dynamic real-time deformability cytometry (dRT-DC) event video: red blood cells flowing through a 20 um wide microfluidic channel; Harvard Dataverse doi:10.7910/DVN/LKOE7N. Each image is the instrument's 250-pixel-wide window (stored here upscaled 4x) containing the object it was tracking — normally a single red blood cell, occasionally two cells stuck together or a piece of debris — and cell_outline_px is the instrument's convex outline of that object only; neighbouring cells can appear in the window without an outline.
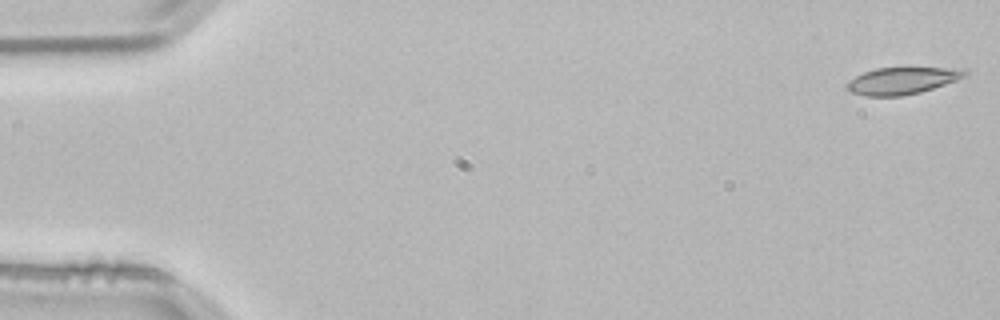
{"species": "common noctule bat (a hibernating species)", "species_latin": "Nyctalus noctula", "temperature_condition": "room temperature", "stored_images_in_passage": 53, "camera_frame_rate_fps": 3000, "um_per_image_px": 0.085, "animal": {"sex": "male", "body_mass_g": 21.5, "forearm_length_mm": 52.0}, "frame": {"image": 1, "passage_image": 1, "time_ms": 0.0, "image_size_px": [1000, 320], "cell_outline_px": [[968, 72], [964, 76], [956, 80], [920, 92], [900, 96], [864, 96], [852, 92], [848, 88], [848, 84], [856, 76], [864, 72], [876, 68], [964, 68]], "centroid_in_image_um": [76.7, 6.85], "position_along_channel_um": 8.3, "area_um2": 18.09}}
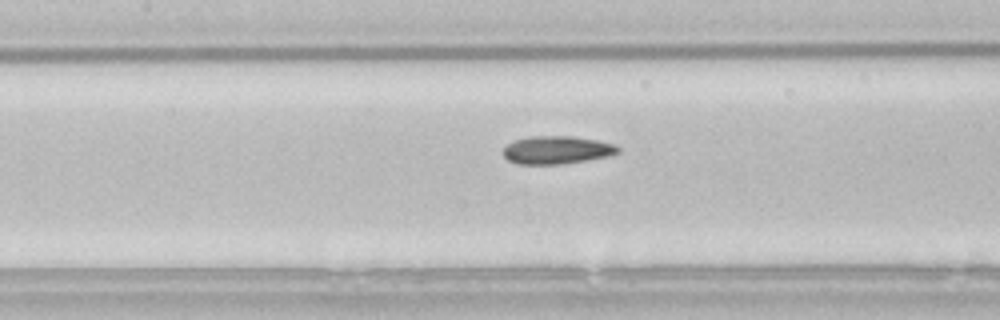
{"frame": {"image": 2, "passage_image": 24, "time_ms": 7.667, "image_size_px": [1000, 320], "cell_outline_px": [[620, 152], [608, 156], [560, 164], [516, 164], [508, 160], [504, 156], [504, 148], [508, 144], [516, 140], [528, 136], [572, 136], [596, 140], [612, 144], [620, 148]], "centroid_in_image_um": [47.31, 12.74], "position_along_channel_um": 160.1, "area_um2": 18.5}}
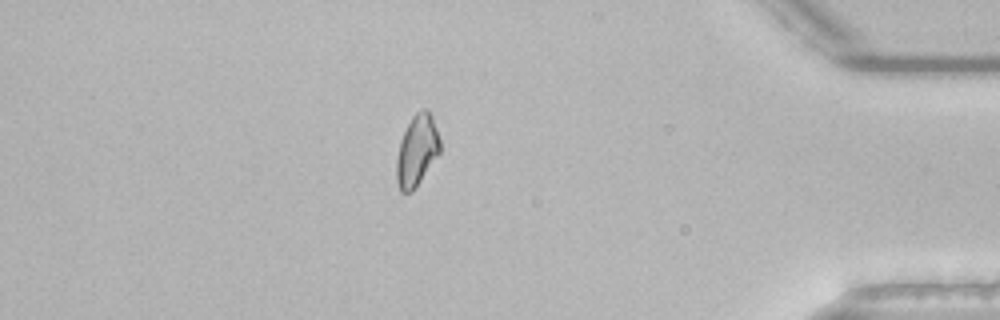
{"frame": {"image": 3, "passage_image": 46, "time_ms": 15.0, "image_size_px": [1000, 320], "cell_outline_px": [[440, 152], [412, 192], [400, 192], [396, 184], [396, 160], [400, 140], [412, 116], [416, 112], [424, 108], [428, 108], [432, 116], [440, 140]], "centroid_in_image_um": [35.42, 12.79], "position_along_channel_um": 399.8, "area_um2": 18.03}, "authors_computed_cell_mechanics": {"area_um2": 18.2648, "velocity_mm_per_s": 3.8159, "shape_relaxation_time_tau1_ms": null, "shape_relaxation_time_tau2_ms": 2.5394, "deformation_change_tau1": null, "deformation_change_tau2": 0.0763}}